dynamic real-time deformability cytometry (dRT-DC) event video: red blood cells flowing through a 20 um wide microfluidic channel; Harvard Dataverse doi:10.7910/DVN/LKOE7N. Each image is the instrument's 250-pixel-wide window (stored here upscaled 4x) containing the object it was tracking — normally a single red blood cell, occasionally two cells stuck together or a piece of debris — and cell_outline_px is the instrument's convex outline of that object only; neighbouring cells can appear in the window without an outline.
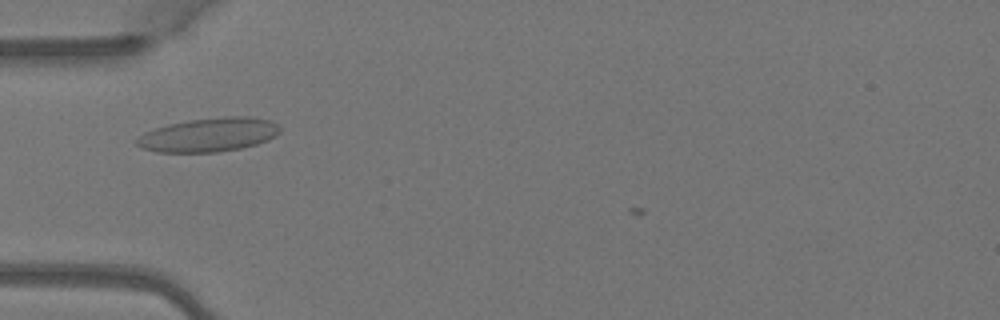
{"species": "Egyptian fruit bat (a non-hibernating species)", "species_latin": "Rousettus aegyptiacus", "temperature_condition": "warm", "stored_images_in_passage": 5, "camera_frame_rate_fps": 3000, "um_per_image_px": 0.085, "animal": {"sex": "female"}, "frame": {"image": 1, "passage_image": 5, "time_ms": 1.333, "image_size_px": [1000, 320], "cell_outline_px": [[280, 132], [276, 136], [268, 140], [256, 144], [240, 148], [216, 152], [156, 152], [140, 148], [136, 144], [136, 140], [144, 132], [168, 124], [188, 120], [224, 116], [248, 116], [272, 120], [280, 124]], "centroid_in_image_um": [17.78, 11.45], "position_along_channel_um": 67.2, "area_um2": 28.5}}